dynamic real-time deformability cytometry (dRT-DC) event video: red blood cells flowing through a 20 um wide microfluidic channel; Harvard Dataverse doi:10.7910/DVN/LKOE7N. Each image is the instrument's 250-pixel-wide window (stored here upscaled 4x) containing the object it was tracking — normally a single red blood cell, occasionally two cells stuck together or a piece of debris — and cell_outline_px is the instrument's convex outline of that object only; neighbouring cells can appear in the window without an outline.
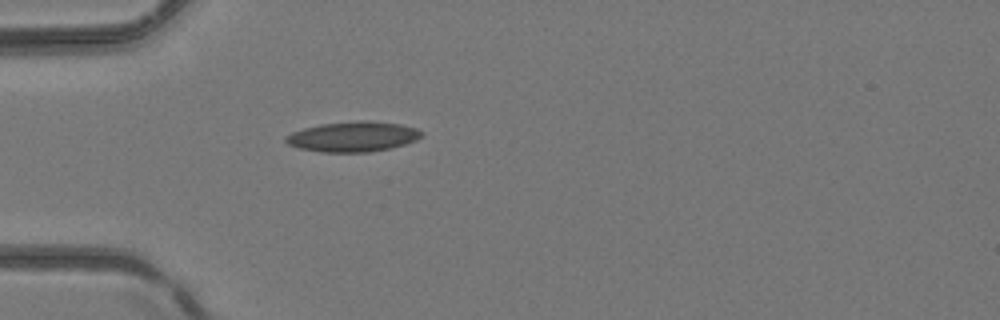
{"species": "common noctule bat (a hibernating species)", "species_latin": "Nyctalus noctula", "temperature_condition": "room temperature", "stored_images_in_passage": 1, "camera_frame_rate_fps": 3000, "um_per_image_px": 0.085, "animal": {"sex": "female", "body_mass_g": 24.6, "forearm_length_mm": 56.2}, "frame": {"image": 1, "passage_image": 1, "time_ms": 0.0, "image_size_px": [1000, 320], "cell_outline_px": [[424, 132], [416, 140], [392, 148], [368, 152], [320, 152], [300, 148], [288, 144], [284, 140], [284, 136], [292, 132], [304, 128], [320, 124], [360, 120], [364, 120], [400, 124], [416, 128]], "centroid_in_image_um": [29.99, 11.61], "position_along_channel_um": 55.0, "area_um2": 23.87}}